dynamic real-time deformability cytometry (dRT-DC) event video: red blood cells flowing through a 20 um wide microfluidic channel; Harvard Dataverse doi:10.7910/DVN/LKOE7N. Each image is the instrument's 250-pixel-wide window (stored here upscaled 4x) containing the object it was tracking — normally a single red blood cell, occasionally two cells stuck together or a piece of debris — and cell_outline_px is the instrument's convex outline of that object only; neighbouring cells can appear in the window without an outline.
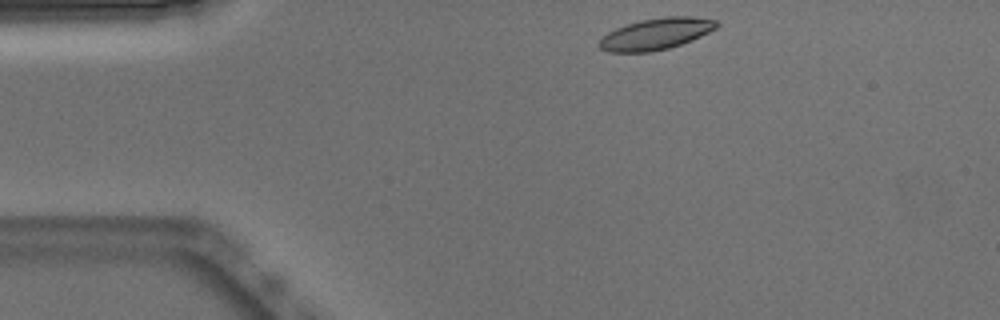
{"species": "Egyptian fruit bat (a non-hibernating species)", "species_latin": "Rousettus aegyptiacus", "temperature_condition": "warm", "stored_images_in_passage": 44, "camera_frame_rate_fps": 3000, "um_per_image_px": 0.085, "animal": {"sex": "male"}, "frame": {"image": 1, "passage_image": 1, "time_ms": 0.0, "image_size_px": [1000, 320], "cell_outline_px": [[720, 24], [716, 28], [692, 40], [668, 48], [652, 52], [608, 52], [600, 48], [596, 44], [608, 32], [616, 28], [640, 20], [664, 16], [696, 16], [716, 20]], "centroid_in_image_um": [55.76, 2.87], "position_along_channel_um": 29.2, "area_um2": 21.56}}
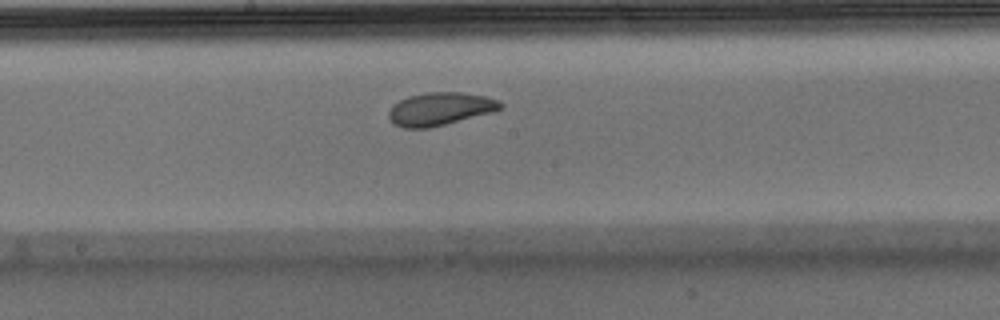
{"frame": {"image": 2, "passage_image": 19, "time_ms": 6.0, "image_size_px": [1000, 320], "cell_outline_px": [[504, 108], [492, 112], [428, 128], [404, 128], [392, 124], [388, 116], [388, 112], [392, 104], [408, 96], [424, 92], [464, 92], [484, 96], [500, 100], [504, 104]], "centroid_in_image_um": [37.39, 9.24], "position_along_channel_um": 210.8, "area_um2": 21.62}}
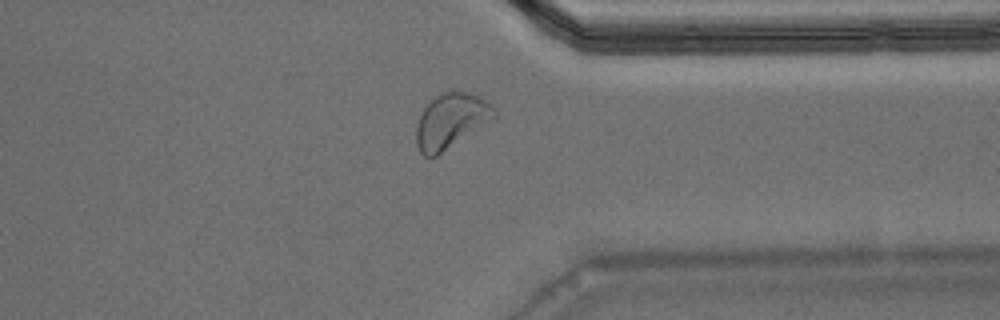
{"frame": {"image": 3, "passage_image": 32, "time_ms": 10.333, "image_size_px": [1000, 320], "cell_outline_px": [[496, 116], [436, 156], [424, 156], [420, 152], [416, 144], [416, 124], [424, 108], [440, 92], [468, 92], [484, 100], [496, 112]], "centroid_in_image_um": [38.26, 10.28], "position_along_channel_um": 373.1, "area_um2": 24.04}, "authors_computed_cell_mechanics": {"area_um2": 21.7039, "velocity_mm_per_s": 3.8301, "shape_relaxation_time_tau1_ms": 2.6328, "shape_relaxation_time_tau2_ms": 3.089, "deformation_change_tau1": 0.1028, "deformation_change_tau2": 0.0804}}